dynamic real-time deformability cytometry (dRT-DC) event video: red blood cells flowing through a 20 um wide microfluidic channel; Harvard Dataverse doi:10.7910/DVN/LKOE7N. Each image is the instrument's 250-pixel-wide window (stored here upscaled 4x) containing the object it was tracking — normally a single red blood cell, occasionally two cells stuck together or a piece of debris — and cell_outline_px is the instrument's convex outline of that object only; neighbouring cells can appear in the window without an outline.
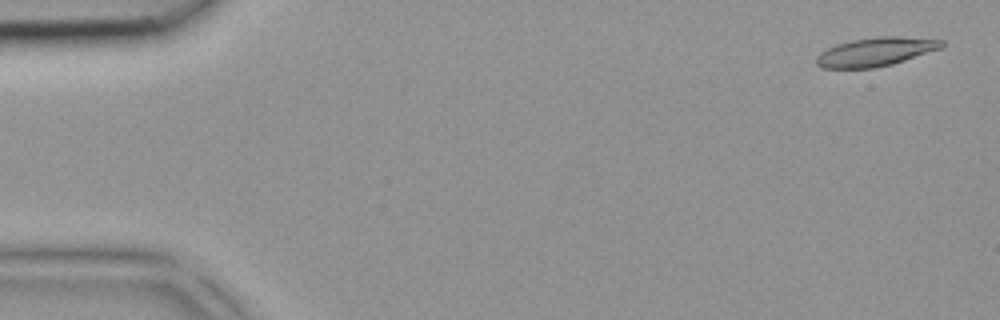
{"species": "common noctule bat (a hibernating species)", "species_latin": "Nyctalus noctula", "temperature_condition": "room temperature", "stored_images_in_passage": 41, "camera_frame_rate_fps": 3000, "um_per_image_px": 0.085, "animal": {"sex": "female", "body_mass_g": 18.4}, "frame": {"image": 1, "passage_image": 2, "time_ms": 0.333, "image_size_px": [1000, 320], "cell_outline_px": [[944, 44], [940, 48], [892, 64], [876, 68], [820, 68], [816, 64], [816, 56], [820, 52], [836, 44], [852, 40], [880, 36], [896, 36], [944, 40]], "centroid_in_image_um": [74.38, 4.41], "position_along_channel_um": 10.6, "area_um2": 20.81}}
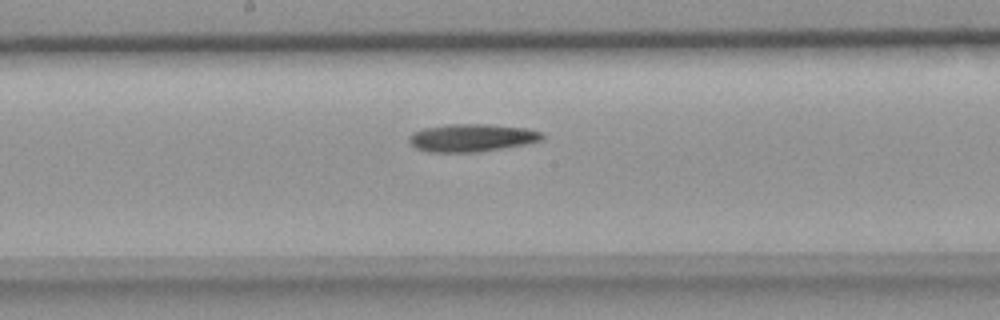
{"frame": {"image": 2, "passage_image": 22, "time_ms": 7.0, "image_size_px": [1000, 320], "cell_outline_px": [[544, 140], [524, 144], [480, 152], [428, 152], [416, 148], [408, 144], [408, 136], [412, 132], [424, 128], [448, 124], [488, 124], [524, 128], [540, 132], [544, 136]], "centroid_in_image_um": [40.04, 11.71], "position_along_channel_um": 208.2, "area_um2": 21.62}}
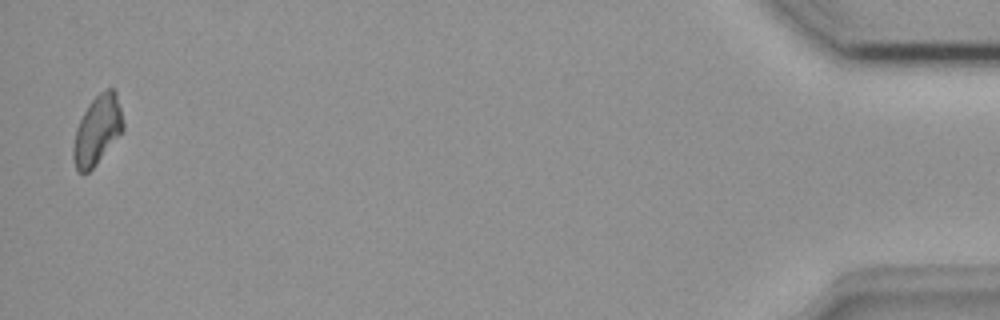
{"frame": {"image": 3, "passage_image": 41, "time_ms": 13.333, "image_size_px": [1000, 320], "cell_outline_px": [[124, 128], [96, 164], [88, 172], [76, 172], [72, 160], [72, 148], [76, 128], [88, 104], [100, 92], [108, 88], [112, 88], [116, 92], [124, 124]], "centroid_in_image_um": [8.23, 11.07], "position_along_channel_um": 427.0, "area_um2": 19.83}}